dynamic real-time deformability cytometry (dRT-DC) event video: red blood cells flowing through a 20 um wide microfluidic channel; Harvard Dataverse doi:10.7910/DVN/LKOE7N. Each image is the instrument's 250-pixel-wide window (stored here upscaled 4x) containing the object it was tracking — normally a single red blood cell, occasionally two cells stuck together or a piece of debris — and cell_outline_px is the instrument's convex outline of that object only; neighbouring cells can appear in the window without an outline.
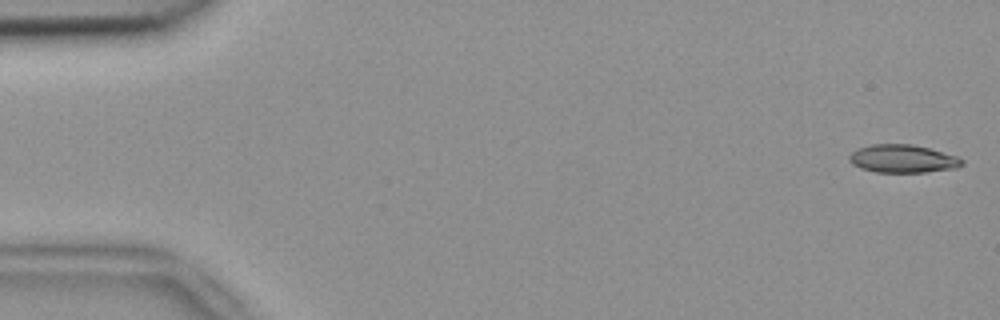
{"species": "common noctule bat (a hibernating species)", "species_latin": "Nyctalus noctula", "temperature_condition": "room temperature", "stored_images_in_passage": 52, "camera_frame_rate_fps": 3000, "um_per_image_px": 0.085, "animal": {"sex": "female", "body_mass_g": 18.4}, "frame": {"image": 1, "passage_image": 1, "time_ms": 0.0, "image_size_px": [1000, 320], "cell_outline_px": [[964, 164], [956, 168], [924, 172], [876, 172], [860, 168], [852, 164], [848, 160], [848, 156], [856, 148], [872, 144], [912, 144], [928, 148], [956, 156], [964, 160]], "centroid_in_image_um": [76.7, 13.49], "position_along_channel_um": 8.3, "area_um2": 18.44}}
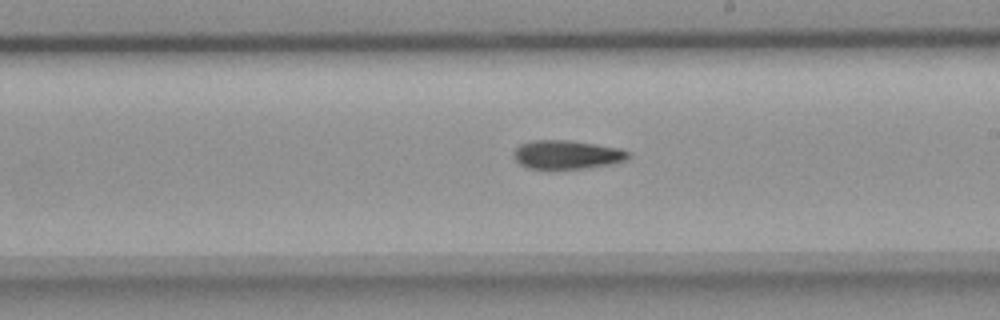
{"frame": {"image": 2, "passage_image": 30, "time_ms": 9.667, "image_size_px": [1000, 320], "cell_outline_px": [[632, 156], [628, 160], [588, 168], [552, 172], [528, 168], [520, 164], [512, 156], [512, 152], [520, 144], [532, 140], [568, 140], [596, 144], [620, 148], [632, 152]], "centroid_in_image_um": [48.18, 13.18], "position_along_channel_um": 240.8, "area_um2": 20.17}}
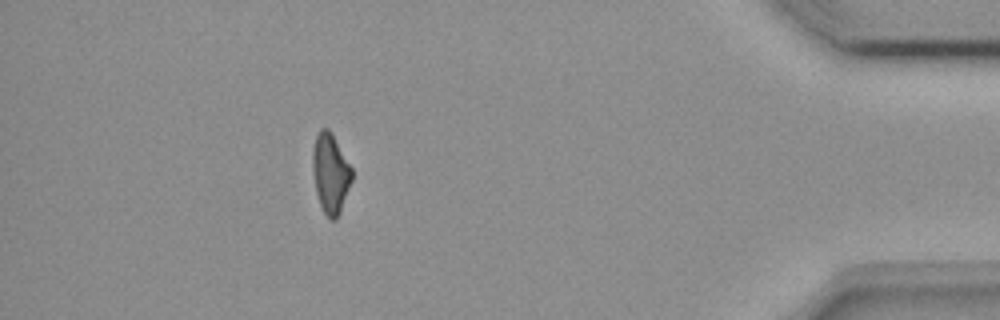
{"frame": {"image": 3, "passage_image": 47, "time_ms": 15.333, "image_size_px": [1000, 320], "cell_outline_px": [[352, 180], [340, 212], [336, 220], [332, 220], [324, 212], [320, 204], [316, 192], [312, 168], [312, 148], [316, 136], [320, 128], [328, 128], [352, 168]], "centroid_in_image_um": [28.08, 14.73], "position_along_channel_um": 407.1, "area_um2": 18.03}, "authors_computed_cell_mechanics": {"area_um2": 18.9584, "velocity_mm_per_s": 3.8427, "shape_relaxation_time_tau1_ms": 9.3626, "shape_relaxation_time_tau2_ms": null, "deformation_change_tau1": 0.2208, "deformation_change_tau2": null}}